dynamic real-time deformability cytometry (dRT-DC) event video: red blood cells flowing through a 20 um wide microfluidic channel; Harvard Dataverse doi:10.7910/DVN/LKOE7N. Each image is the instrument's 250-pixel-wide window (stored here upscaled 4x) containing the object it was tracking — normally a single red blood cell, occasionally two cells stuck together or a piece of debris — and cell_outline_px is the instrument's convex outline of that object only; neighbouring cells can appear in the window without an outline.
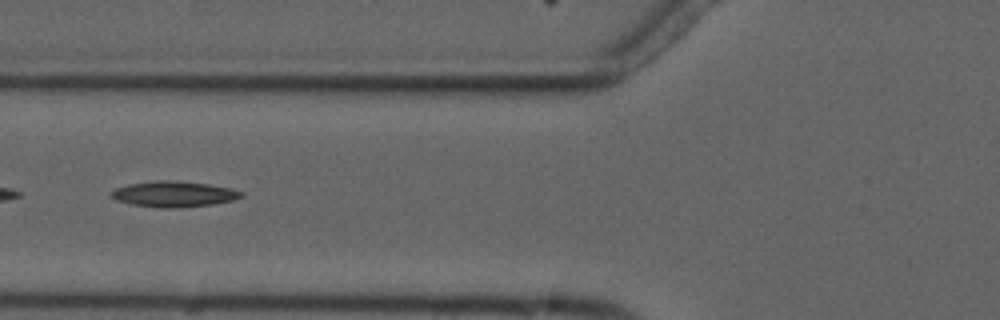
{"species": "common noctule bat (a hibernating species)", "species_latin": "Nyctalus noctula", "temperature_condition": "cold", "stored_images_in_passage": 6, "camera_frame_rate_fps": 3000, "um_per_image_px": 0.085, "animal": {"sex": "male", "forearm_length_mm": 52.5}, "frame": {"image": 1, "passage_image": 5, "time_ms": 5.0, "image_size_px": [1000, 320], "cell_outline_px": [[244, 196], [232, 200], [212, 204], [180, 208], [160, 208], [132, 204], [116, 200], [112, 196], [112, 192], [116, 188], [128, 184], [156, 180], [172, 180], [208, 184], [228, 188], [244, 192]], "centroid_in_image_um": [14.78, 16.5], "position_along_channel_um": 111.0, "area_um2": 19.36}}
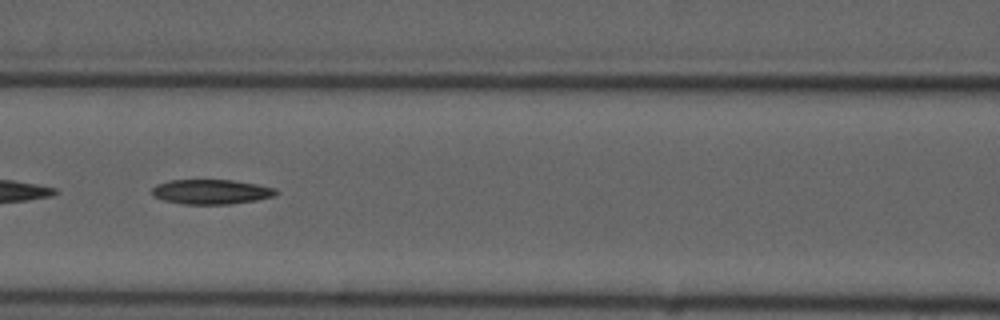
{"frame": {"image": 2, "passage_image": 6, "time_ms": 6.0, "image_size_px": [1000, 320], "cell_outline_px": [[280, 192], [276, 196], [256, 200], [232, 204], [184, 204], [164, 200], [152, 196], [152, 188], [168, 180], [232, 180], [256, 184], [276, 188]], "centroid_in_image_um": [18.0, 16.3], "position_along_channel_um": 148.6, "area_um2": 17.92}}